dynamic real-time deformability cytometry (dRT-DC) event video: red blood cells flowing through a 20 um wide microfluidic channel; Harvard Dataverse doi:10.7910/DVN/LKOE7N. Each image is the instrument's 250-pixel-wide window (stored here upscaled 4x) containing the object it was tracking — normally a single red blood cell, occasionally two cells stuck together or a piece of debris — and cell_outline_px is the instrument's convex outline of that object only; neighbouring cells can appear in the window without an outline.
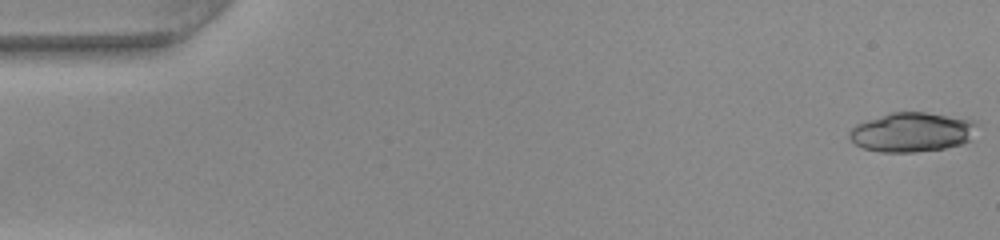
{"species": "common noctule bat (a hibernating species)", "species_latin": "Nyctalus noctula", "temperature_condition": "warm", "stored_images_in_passage": 49, "camera_frame_rate_fps": 3000, "um_per_image_px": 0.085, "animal": {"sex": "female", "body_mass_g": 22.0, "forearm_length_mm": 56.7}, "frame": {"image": 1, "passage_image": 1, "time_ms": 0.0, "image_size_px": [1000, 240], "cell_outline_px": [[976, 120], [968, 140], [960, 144], [944, 148], [916, 152], [880, 152], [864, 148], [856, 144], [848, 136], [848, 132], [856, 124], [888, 112], [924, 112]], "centroid_in_image_um": [77.44, 11.22], "position_along_channel_um": 7.6, "area_um2": 28.96}}